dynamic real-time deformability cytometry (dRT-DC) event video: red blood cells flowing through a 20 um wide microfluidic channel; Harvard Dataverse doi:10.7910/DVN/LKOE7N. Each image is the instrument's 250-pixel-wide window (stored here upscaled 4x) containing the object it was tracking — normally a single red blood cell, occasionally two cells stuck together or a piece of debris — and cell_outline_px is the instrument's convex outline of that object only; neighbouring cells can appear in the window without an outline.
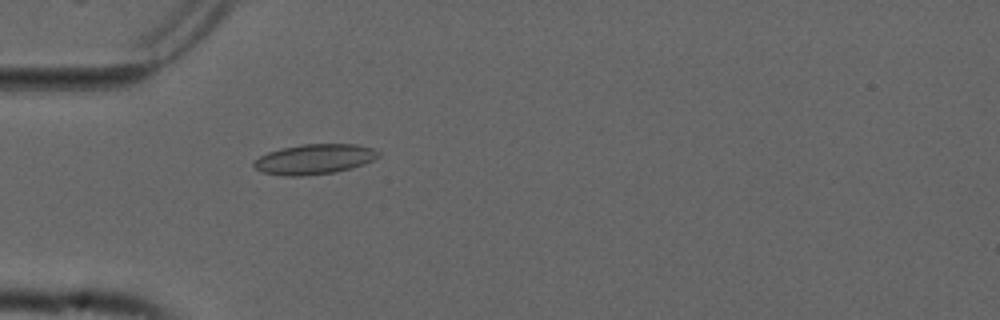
{"species": "common noctule bat (a hibernating species)", "species_latin": "Nyctalus noctula", "temperature_condition": "cold", "stored_images_in_passage": 50, "camera_frame_rate_fps": 3000, "um_per_image_px": 0.085, "animal": {"sex": "male", "forearm_length_mm": 52.5}, "frame": {"image": 1, "passage_image": 12, "time_ms": 3.667, "image_size_px": [1000, 320], "cell_outline_px": [[380, 156], [372, 160], [348, 168], [332, 172], [300, 176], [284, 176], [264, 172], [256, 168], [252, 164], [260, 156], [268, 152], [280, 148], [300, 144], [356, 144], [372, 148], [380, 152]], "centroid_in_image_um": [26.69, 13.51], "position_along_channel_um": 58.3, "area_um2": 21.5}}
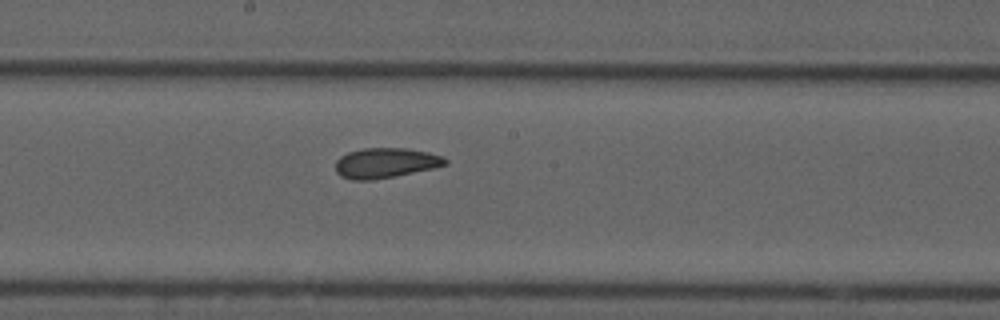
{"frame": {"image": 2, "passage_image": 25, "time_ms": 8.0, "image_size_px": [1000, 320], "cell_outline_px": [[448, 164], [432, 168], [372, 180], [352, 180], [340, 176], [336, 172], [336, 160], [340, 156], [348, 152], [364, 148], [408, 148], [428, 152], [444, 156], [448, 160]], "centroid_in_image_um": [32.76, 13.84], "position_along_channel_um": 215.4, "area_um2": 19.19}}
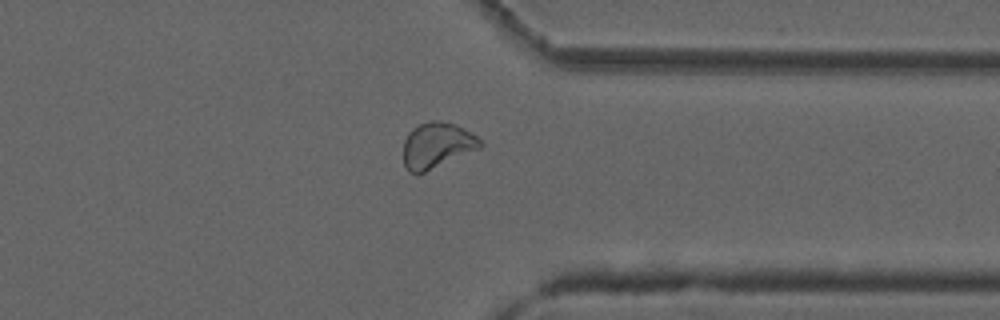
{"frame": {"image": 3, "passage_image": 38, "time_ms": 12.333, "image_size_px": [1000, 320], "cell_outline_px": [[484, 144], [480, 148], [416, 176], [408, 172], [404, 164], [404, 140], [408, 132], [412, 128], [428, 120], [440, 120], [456, 124], [464, 128], [476, 136]], "centroid_in_image_um": [37.11, 12.35], "position_along_channel_um": 374.3, "area_um2": 20.69}, "authors_computed_cell_mechanics": {"area_um2": 20.4901, "velocity_mm_per_s": 3.7418, "shape_relaxation_time_tau1_ms": null, "shape_relaxation_time_tau2_ms": 2.5722, "deformation_change_tau1": null, "deformation_change_tau2": 0.0659}}